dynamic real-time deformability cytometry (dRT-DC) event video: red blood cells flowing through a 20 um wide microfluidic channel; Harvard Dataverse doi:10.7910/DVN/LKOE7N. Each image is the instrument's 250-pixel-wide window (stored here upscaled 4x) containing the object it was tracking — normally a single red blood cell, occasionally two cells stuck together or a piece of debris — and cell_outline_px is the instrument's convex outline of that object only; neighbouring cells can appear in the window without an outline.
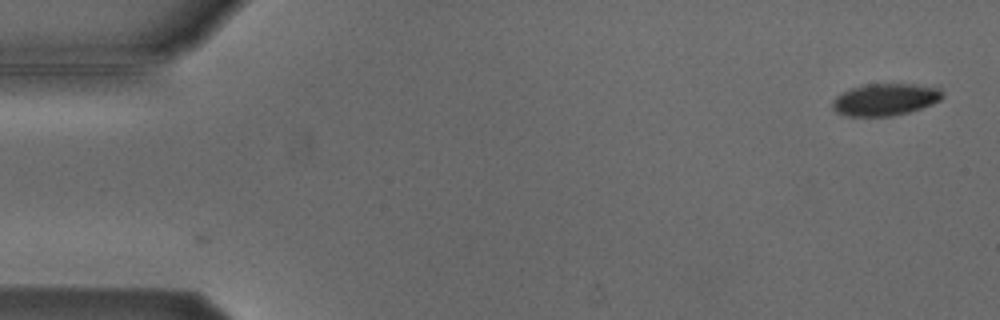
{"species": "Egyptian fruit bat (a non-hibernating species)", "species_latin": "Rousettus aegyptiacus", "temperature_condition": "cold", "stored_images_in_passage": 5, "camera_frame_rate_fps": 3000, "um_per_image_px": 0.085, "animal": {"sex": "male"}, "frame": {"image": 1, "passage_image": 1, "time_ms": 0.0, "image_size_px": [1000, 320], "cell_outline_px": [[944, 96], [940, 100], [932, 104], [908, 112], [892, 116], [844, 116], [836, 112], [832, 108], [832, 100], [840, 92], [864, 84], [940, 84], [944, 92]], "centroid_in_image_um": [75.3, 8.43], "position_along_channel_um": 9.7, "area_um2": 21.15}}
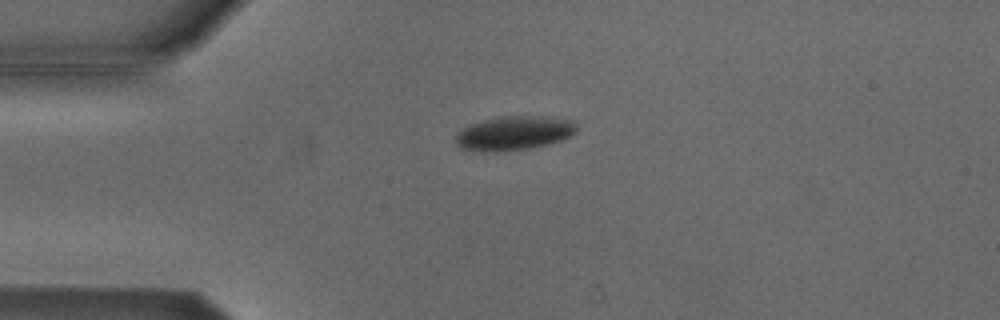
{"frame": {"image": 2, "passage_image": 4, "time_ms": 3.667, "image_size_px": [1000, 320], "cell_outline_px": [[576, 132], [560, 140], [548, 144], [528, 148], [496, 152], [480, 152], [460, 148], [456, 144], [456, 136], [464, 128], [472, 124], [484, 120], [500, 116], [540, 116], [576, 120]], "centroid_in_image_um": [43.7, 11.32], "position_along_channel_um": 41.3, "area_um2": 23.93}}